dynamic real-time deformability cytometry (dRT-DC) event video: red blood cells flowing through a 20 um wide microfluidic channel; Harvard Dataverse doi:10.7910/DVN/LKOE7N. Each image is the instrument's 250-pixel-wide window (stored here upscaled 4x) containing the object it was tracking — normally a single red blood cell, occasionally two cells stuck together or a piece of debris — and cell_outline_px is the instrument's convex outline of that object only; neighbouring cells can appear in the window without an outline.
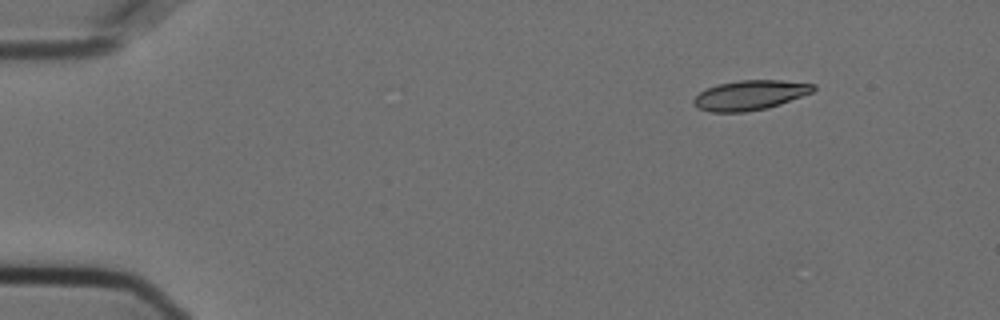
{"species": "Egyptian fruit bat (a non-hibernating species)", "species_latin": "Rousettus aegyptiacus", "temperature_condition": "cold", "stored_images_in_passage": 24, "camera_frame_rate_fps": 3000, "um_per_image_px": 0.085, "animal": {"sex": "female"}, "frame": {"image": 1, "passage_image": 2, "time_ms": 0.333, "image_size_px": [1000, 320], "cell_outline_px": [[816, 88], [812, 92], [780, 104], [768, 108], [744, 112], [708, 112], [696, 108], [692, 100], [700, 92], [716, 84], [740, 80], [780, 80], [816, 84]], "centroid_in_image_um": [63.73, 8.09], "position_along_channel_um": 21.3, "area_um2": 20.81}}
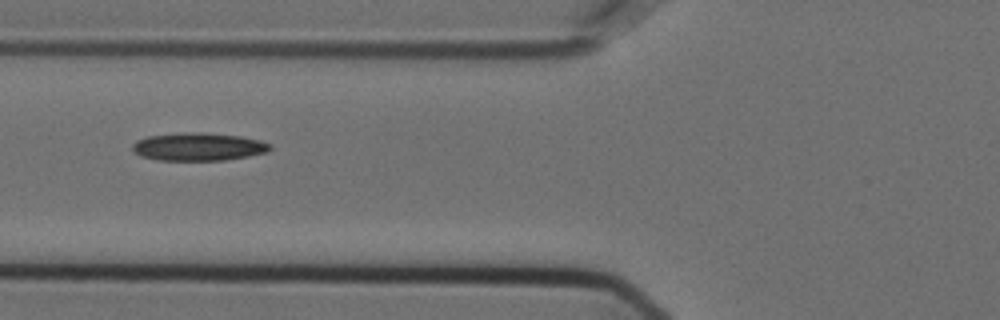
{"frame": {"image": 2, "passage_image": 17, "time_ms": 5.333, "image_size_px": [1000, 320], "cell_outline_px": [[272, 148], [268, 152], [248, 156], [224, 160], [156, 160], [140, 156], [132, 148], [132, 144], [136, 140], [148, 136], [240, 136], [260, 140], [272, 144]], "centroid_in_image_um": [16.91, 12.55], "position_along_channel_um": 108.9, "area_um2": 20.92}}
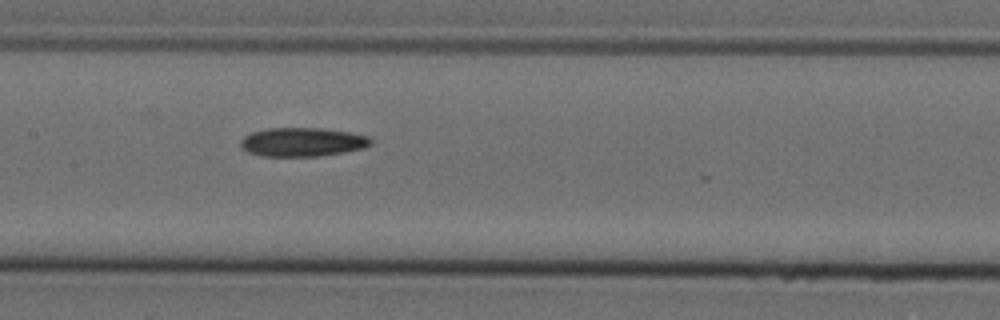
{"frame": {"image": 3, "passage_image": 23, "time_ms": 7.333, "image_size_px": [1000, 320], "cell_outline_px": [[372, 144], [364, 148], [344, 152], [320, 156], [264, 156], [248, 152], [240, 148], [240, 140], [244, 136], [252, 132], [268, 128], [320, 128], [352, 132], [368, 136], [372, 140]], "centroid_in_image_um": [25.71, 12.07], "position_along_channel_um": 181.7, "area_um2": 22.02}}